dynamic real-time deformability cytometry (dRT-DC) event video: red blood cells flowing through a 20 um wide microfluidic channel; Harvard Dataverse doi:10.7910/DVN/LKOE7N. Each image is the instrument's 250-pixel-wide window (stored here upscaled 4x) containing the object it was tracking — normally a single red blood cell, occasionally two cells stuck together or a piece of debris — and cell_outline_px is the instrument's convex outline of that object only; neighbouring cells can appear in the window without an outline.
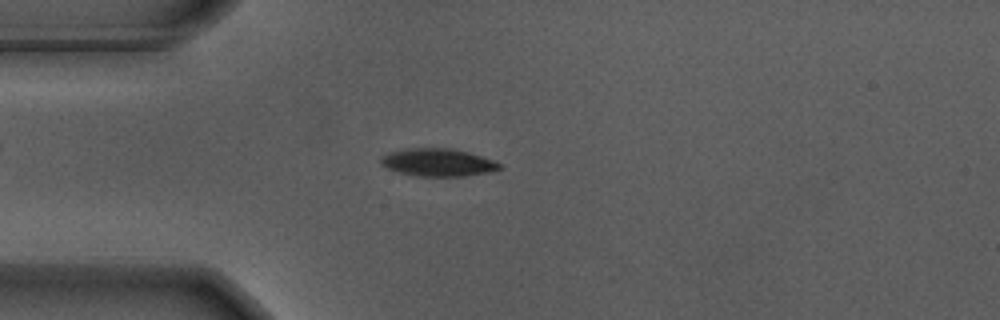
{"species": "Egyptian fruit bat (a non-hibernating species)", "species_latin": "Rousettus aegyptiacus", "temperature_condition": "warm", "stored_images_in_passage": 55, "camera_frame_rate_fps": 3000, "um_per_image_px": 0.085, "animal": {"sex": "male"}, "frame": {"image": 1, "passage_image": 14, "time_ms": 4.333, "image_size_px": [1000, 320], "cell_outline_px": [[504, 168], [488, 172], [464, 176], [420, 176], [400, 172], [388, 168], [380, 164], [380, 156], [388, 152], [404, 148], [452, 148], [468, 152], [492, 160], [500, 164]], "centroid_in_image_um": [37.19, 13.79], "position_along_channel_um": 47.8, "area_um2": 19.13}}
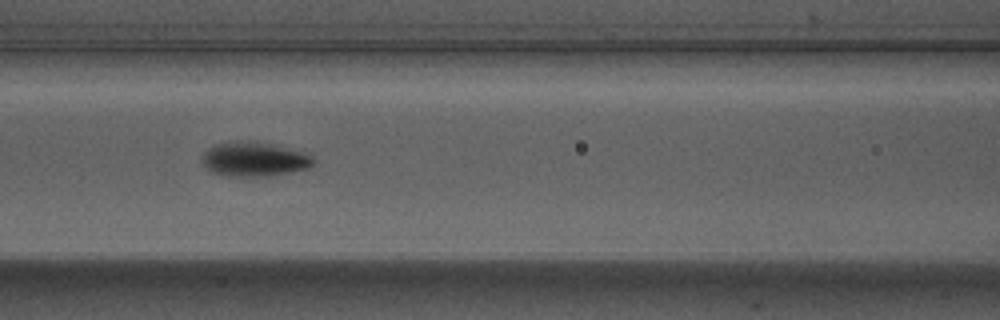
{"frame": {"image": 2, "passage_image": 23, "time_ms": 7.333, "image_size_px": [1000, 320], "cell_outline_px": [[316, 164], [308, 168], [292, 172], [268, 176], [228, 176], [212, 172], [200, 160], [204, 152], [208, 148], [216, 144], [236, 140], [256, 140], [308, 152], [316, 160]], "centroid_in_image_um": [21.67, 13.51], "position_along_channel_um": 144.9, "area_um2": 22.89}}
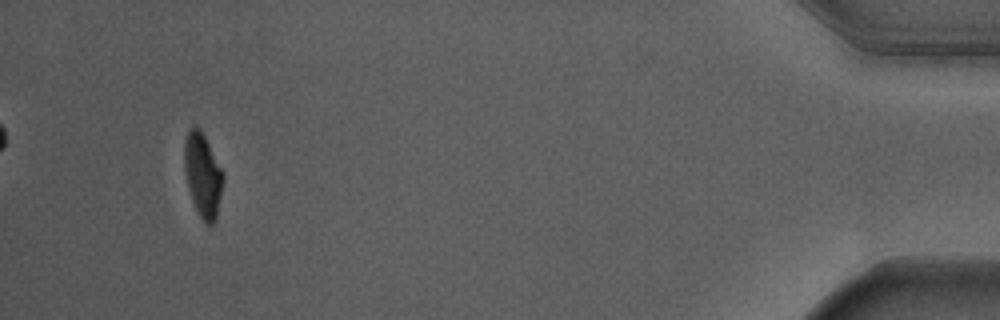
{"frame": {"image": 3, "passage_image": 52, "time_ms": 17.0, "image_size_px": [1000, 320], "cell_outline_px": [[224, 180], [216, 216], [212, 224], [204, 224], [192, 200], [188, 188], [184, 168], [184, 140], [188, 132], [196, 124], [200, 128], [224, 172]], "centroid_in_image_um": [17.23, 14.86], "position_along_channel_um": 418.0, "area_um2": 18.9}, "authors_computed_cell_mechanics": {"area_um2": 19.9988, "velocity_mm_per_s": 3.6555, "shape_relaxation_time_tau1_ms": 1.9637, "shape_relaxation_time_tau2_ms": null, "deformation_change_tau1": 0.1382, "deformation_change_tau2": null}}